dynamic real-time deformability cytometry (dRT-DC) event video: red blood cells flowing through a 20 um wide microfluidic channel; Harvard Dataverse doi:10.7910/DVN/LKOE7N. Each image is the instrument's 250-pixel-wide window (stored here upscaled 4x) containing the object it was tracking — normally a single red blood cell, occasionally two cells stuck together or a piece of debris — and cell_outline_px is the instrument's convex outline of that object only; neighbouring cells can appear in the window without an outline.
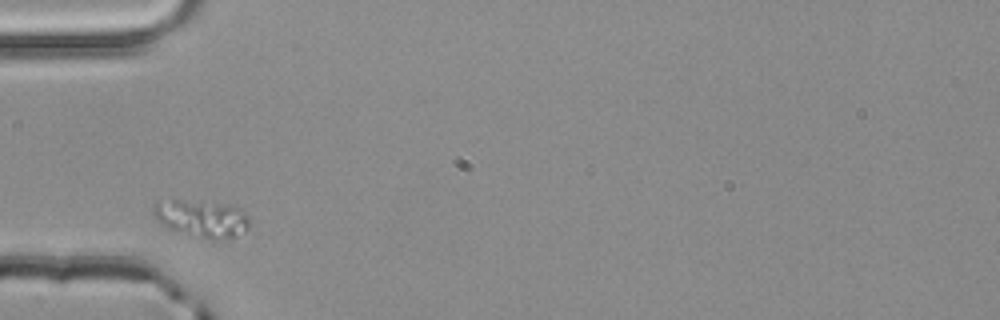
{"species": "common noctule bat (a hibernating species)", "species_latin": "Nyctalus noctula", "temperature_condition": "room temperature", "stored_images_in_passage": 1, "camera_frame_rate_fps": 3000, "um_per_image_px": 0.085, "animal": {"sex": "male", "body_mass_g": 20.4}, "frame": {"image": 1, "passage_image": 1, "time_ms": 0.0, "image_size_px": [1000, 320], "cell_outline_px": [[248, 228], [244, 232], [232, 240], [212, 240], [192, 236], [168, 228], [152, 212], [152, 208], [156, 200], [172, 196], [240, 208], [248, 216]], "centroid_in_image_um": [17.1, 18.55], "position_along_channel_um": 67.9, "area_um2": 21.56}}